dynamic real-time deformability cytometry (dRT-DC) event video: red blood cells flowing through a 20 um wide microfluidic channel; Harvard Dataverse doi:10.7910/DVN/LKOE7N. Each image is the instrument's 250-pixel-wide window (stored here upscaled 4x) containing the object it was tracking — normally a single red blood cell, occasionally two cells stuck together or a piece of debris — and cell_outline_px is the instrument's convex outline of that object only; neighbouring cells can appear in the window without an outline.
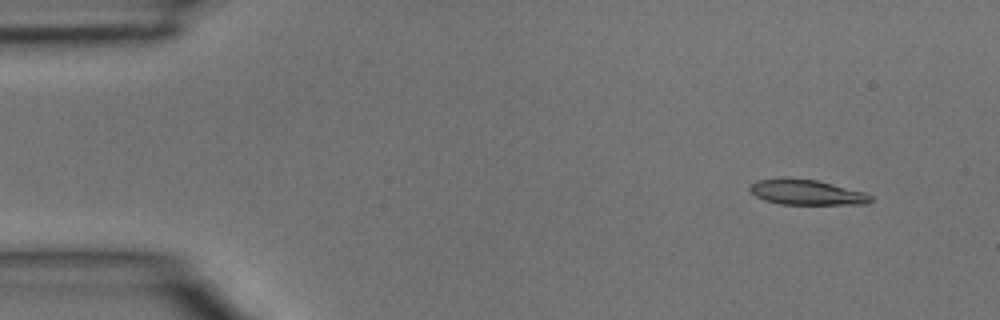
{"species": "common noctule bat (a hibernating species)", "species_latin": "Nyctalus noctula", "temperature_condition": "room temperature", "stored_images_in_passage": 4, "camera_frame_rate_fps": 3000, "um_per_image_px": 0.085, "animal": {"sex": "male", "body_mass_g": 15.6}, "frame": {"image": 1, "passage_image": 2, "time_ms": 0.333, "image_size_px": [1000, 320], "cell_outline_px": [[872, 200], [868, 204], [780, 204], [764, 200], [756, 196], [748, 188], [756, 180], [784, 176], [816, 180], [864, 192], [872, 196]], "centroid_in_image_um": [68.52, 16.33], "position_along_channel_um": 16.5, "area_um2": 17.92}}